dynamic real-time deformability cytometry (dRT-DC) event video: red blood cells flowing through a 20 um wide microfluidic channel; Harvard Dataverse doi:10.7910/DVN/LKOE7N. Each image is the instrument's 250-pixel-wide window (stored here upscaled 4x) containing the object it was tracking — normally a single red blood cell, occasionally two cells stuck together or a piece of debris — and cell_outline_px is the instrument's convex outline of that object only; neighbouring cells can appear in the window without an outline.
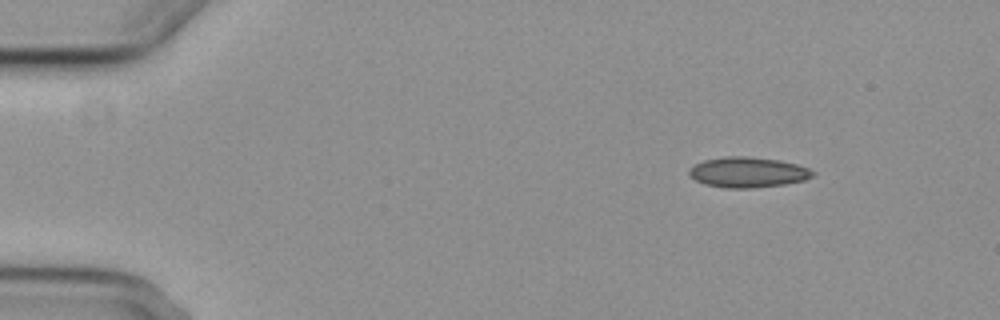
{"species": "common noctule bat (a hibernating species)", "species_latin": "Nyctalus noctula", "temperature_condition": "cold", "stored_images_in_passage": 3, "camera_frame_rate_fps": 3000, "um_per_image_px": 0.085, "animal": {"sex": "female", "body_mass_g": 29.2, "forearm_length_mm": 56.3}, "frame": {"image": 1, "passage_image": 1, "time_ms": 0.0, "image_size_px": [1000, 320], "cell_outline_px": [[816, 172], [812, 176], [804, 180], [784, 184], [752, 188], [724, 188], [704, 184], [696, 180], [688, 172], [696, 164], [704, 160], [728, 156], [748, 156], [780, 160], [796, 164], [808, 168]], "centroid_in_image_um": [63.59, 14.64], "position_along_channel_um": 21.4, "area_um2": 21.73}}